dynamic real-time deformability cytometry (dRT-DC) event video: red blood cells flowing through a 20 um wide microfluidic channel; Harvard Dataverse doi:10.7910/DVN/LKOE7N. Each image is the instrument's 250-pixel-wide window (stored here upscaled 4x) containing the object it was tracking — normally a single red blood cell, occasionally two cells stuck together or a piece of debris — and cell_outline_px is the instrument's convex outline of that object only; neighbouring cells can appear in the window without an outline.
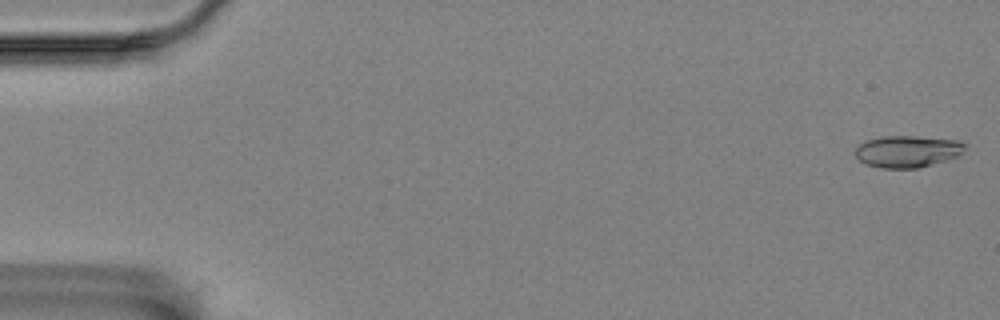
{"species": "Egyptian fruit bat (a non-hibernating species)", "species_latin": "Rousettus aegyptiacus", "temperature_condition": "room temperature", "stored_images_in_passage": 4, "camera_frame_rate_fps": 3000, "um_per_image_px": 0.085, "animal": {"sex": "female"}, "frame": {"image": 1, "passage_image": 1, "time_ms": 0.0, "image_size_px": [1000, 320], "cell_outline_px": [[968, 144], [960, 156], [948, 160], [916, 168], [880, 168], [864, 164], [856, 156], [856, 148], [860, 144], [868, 140], [880, 136], [916, 136], [960, 140]], "centroid_in_image_um": [77.19, 12.86], "position_along_channel_um": 7.8, "area_um2": 20.58}}
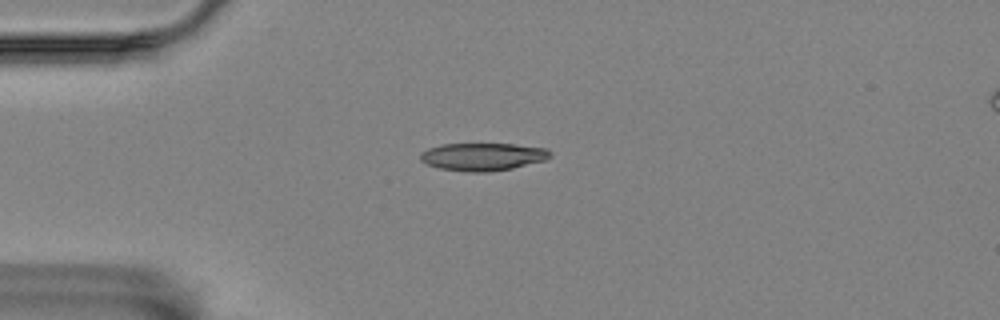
{"frame": {"image": 2, "passage_image": 4, "time_ms": 1.0, "image_size_px": [1000, 320], "cell_outline_px": [[552, 156], [544, 160], [512, 168], [488, 172], [468, 172], [440, 168], [428, 164], [420, 160], [420, 152], [428, 148], [440, 144], [516, 144], [544, 148], [552, 152]], "centroid_in_image_um": [41.02, 13.31], "position_along_channel_um": 44.0, "area_um2": 20.92}}